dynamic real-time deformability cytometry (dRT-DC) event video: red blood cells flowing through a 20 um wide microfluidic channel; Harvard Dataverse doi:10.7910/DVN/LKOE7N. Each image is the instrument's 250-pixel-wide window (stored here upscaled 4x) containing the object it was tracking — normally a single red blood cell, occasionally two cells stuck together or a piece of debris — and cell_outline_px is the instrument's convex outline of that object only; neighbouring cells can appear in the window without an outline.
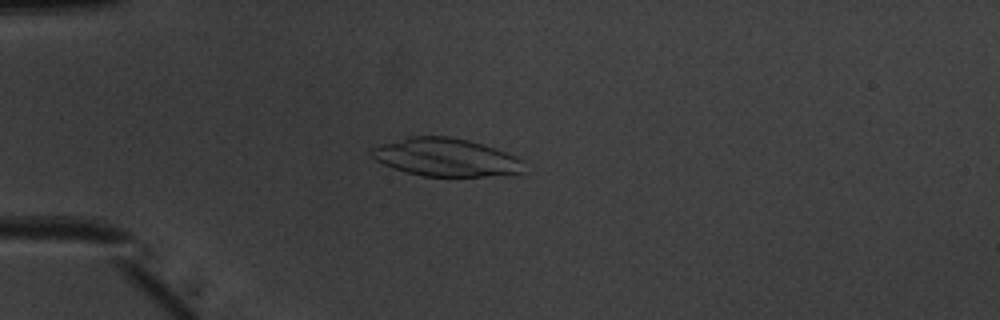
{"species": "common noctule bat (a hibernating species)", "species_latin": "Nyctalus noctula", "temperature_condition": "warm", "stored_images_in_passage": 52, "camera_frame_rate_fps": 3000, "um_per_image_px": 0.085, "animal": {"sex": "male", "body_mass_g": 20.1, "forearm_length_mm": 53.5}, "frame": {"image": 1, "passage_image": 15, "time_ms": 4.667, "image_size_px": [1000, 320], "cell_outline_px": [[524, 172], [484, 176], [424, 176], [408, 172], [384, 164], [376, 160], [372, 156], [372, 148], [380, 144], [408, 136], [448, 136], [468, 140], [484, 144], [516, 156], [520, 160]], "centroid_in_image_um": [37.88, 13.36], "position_along_channel_um": 47.1, "area_um2": 33.29}}
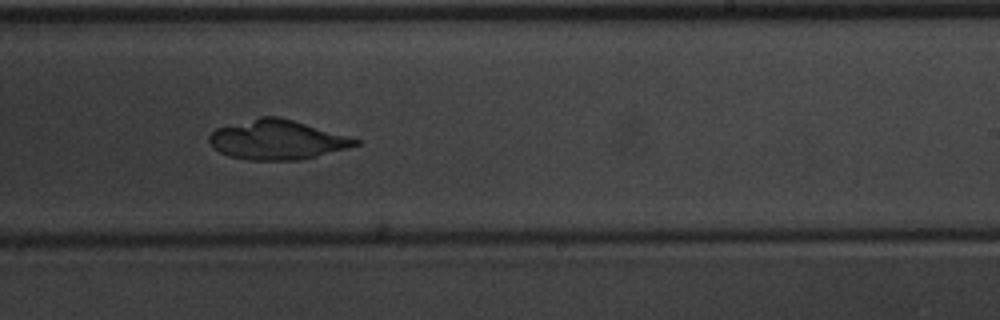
{"frame": {"image": 2, "passage_image": 33, "time_ms": 10.667, "image_size_px": [1000, 320], "cell_outline_px": [[360, 144], [348, 148], [300, 160], [248, 160], [228, 156], [220, 152], [208, 140], [208, 136], [216, 128], [260, 116], [280, 116], [348, 136], [360, 140]], "centroid_in_image_um": [23.55, 11.88], "position_along_channel_um": 265.4, "area_um2": 33.52}}
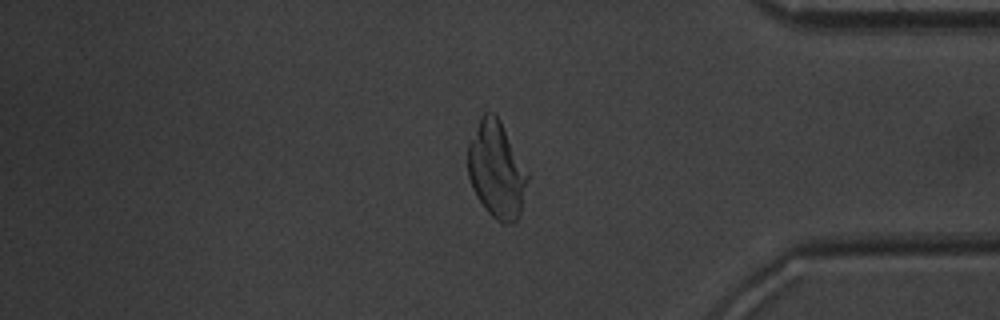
{"frame": {"image": 3, "passage_image": 44, "time_ms": 14.333, "image_size_px": [1000, 320], "cell_outline_px": [[528, 180], [520, 212], [516, 220], [508, 224], [500, 224], [484, 208], [476, 196], [472, 188], [468, 176], [468, 144], [480, 116], [484, 112], [492, 112], [500, 120], [528, 172]], "centroid_in_image_um": [42.19, 14.44], "position_along_channel_um": 393.0, "area_um2": 33.52}}